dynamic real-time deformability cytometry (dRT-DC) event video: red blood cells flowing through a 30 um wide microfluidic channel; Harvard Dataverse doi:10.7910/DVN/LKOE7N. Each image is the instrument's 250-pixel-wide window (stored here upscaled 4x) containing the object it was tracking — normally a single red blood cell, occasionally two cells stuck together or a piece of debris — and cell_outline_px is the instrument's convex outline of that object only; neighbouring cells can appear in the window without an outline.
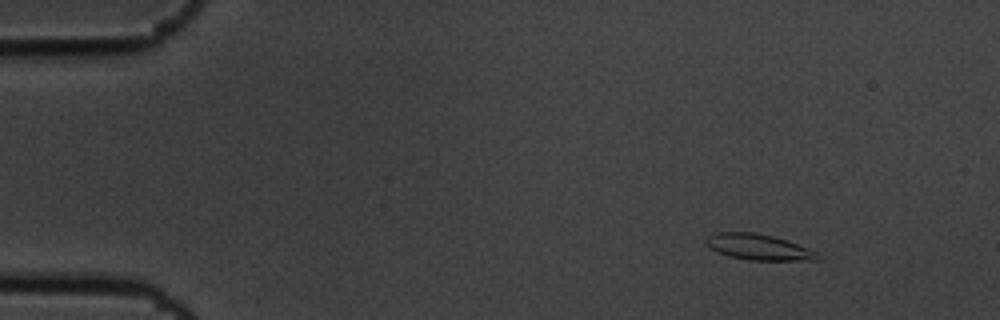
{"species": "common noctule bat (a hibernating species)", "species_latin": "Nyctalus noctula", "temperature_condition": "cold", "stored_images_in_passage": 5, "camera_frame_rate_fps": 3000, "um_per_image_px": 0.085, "animal": {"sex": "male", "body_mass_g": 19.5, "forearm_length_mm": 54.6}, "frame": {"image": 1, "passage_image": 2, "time_ms": 0.333, "image_size_px": [1000, 320], "cell_outline_px": [[824, 260], [748, 260], [728, 256], [708, 248], [704, 244], [704, 236], [716, 232], [752, 232], [772, 236], [788, 240], [808, 248], [824, 256]], "centroid_in_image_um": [64.46, 21.0], "position_along_channel_um": 20.5, "area_um2": 17.22}}